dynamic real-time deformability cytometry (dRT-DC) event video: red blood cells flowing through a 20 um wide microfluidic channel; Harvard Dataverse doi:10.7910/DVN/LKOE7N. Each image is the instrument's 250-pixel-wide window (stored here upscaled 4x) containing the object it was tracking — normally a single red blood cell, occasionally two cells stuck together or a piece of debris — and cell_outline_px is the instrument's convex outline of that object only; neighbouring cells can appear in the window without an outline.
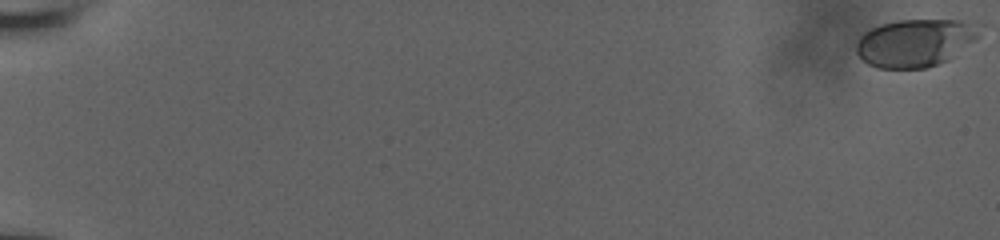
{"species": "human", "species_latin": "Homo sapiens", "temperature_condition": "room temperature", "stored_images_in_passage": 59, "camera_frame_rate_fps": 3000, "um_per_image_px": 0.085, "donor": {"sex": "male"}, "frame": {"image": 1, "passage_image": 1, "time_ms": 0.0, "image_size_px": [1000, 240], "cell_outline_px": [[984, 24], [980, 36], [976, 40], [948, 60], [928, 68], [876, 68], [868, 64], [856, 52], [856, 40], [864, 32], [880, 24], [900, 20], [964, 20]], "centroid_in_image_um": [77.85, 3.62], "position_along_channel_um": 7.1, "area_um2": 34.8}}
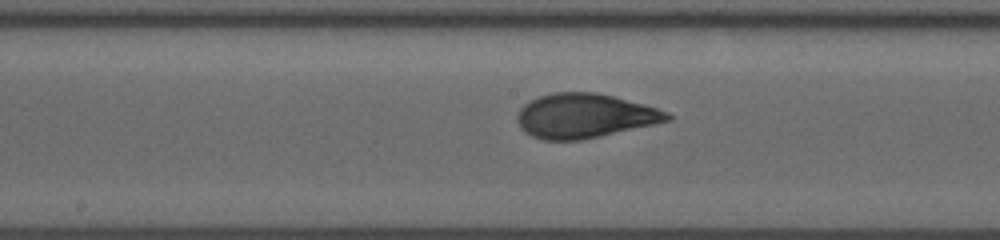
{"frame": {"image": 2, "passage_image": 34, "time_ms": 11.0, "image_size_px": [1000, 240], "cell_outline_px": [[672, 120], [600, 136], [580, 140], [544, 140], [532, 136], [524, 132], [520, 128], [516, 116], [520, 108], [524, 104], [540, 96], [556, 92], [596, 92], [644, 104], [668, 112], [672, 116]], "centroid_in_image_um": [49.68, 9.85], "position_along_channel_um": 198.5, "area_um2": 38.61}}
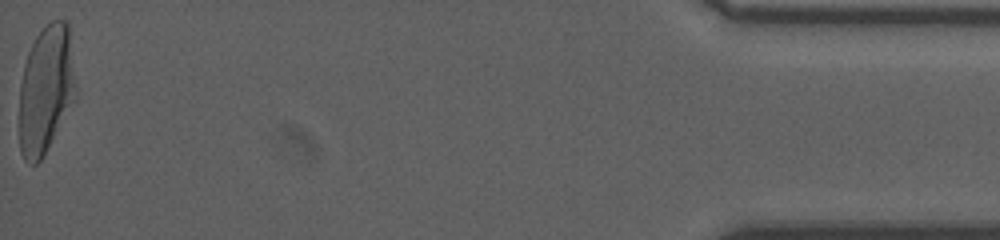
{"frame": {"image": 3, "passage_image": 59, "time_ms": 19.333, "image_size_px": [1000, 240], "cell_outline_px": [[76, 96], [44, 156], [36, 164], [32, 164], [24, 160], [20, 152], [20, 84], [24, 64], [28, 52], [36, 36], [52, 20], [68, 20]], "centroid_in_image_um": [3.89, 7.62], "position_along_channel_um": 431.3, "area_um2": 41.73}, "authors_computed_cell_mechanics": {"area_um2": 37.3388, "velocity_mm_per_s": 3.8303, "shape_relaxation_time_tau1_ms": 4.5068, "shape_relaxation_time_tau2_ms": null, "deformation_change_tau1": 0.1862, "deformation_change_tau2": null}}